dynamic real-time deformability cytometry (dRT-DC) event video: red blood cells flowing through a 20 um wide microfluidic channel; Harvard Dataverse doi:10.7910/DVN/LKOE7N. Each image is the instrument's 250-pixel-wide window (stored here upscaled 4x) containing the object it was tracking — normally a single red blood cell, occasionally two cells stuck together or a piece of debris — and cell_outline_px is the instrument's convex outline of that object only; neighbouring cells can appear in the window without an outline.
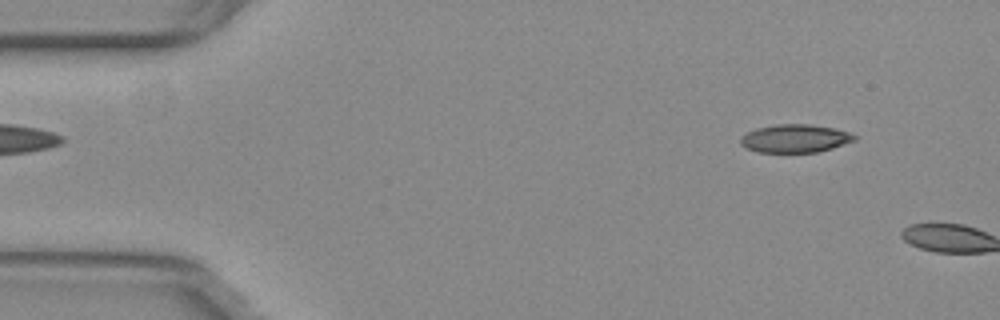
{"species": "common noctule bat (a hibernating species)", "species_latin": "Nyctalus noctula", "temperature_condition": "warm", "stored_images_in_passage": 7, "camera_frame_rate_fps": 3000, "um_per_image_px": 0.085, "animal": {"sex": "female", "body_mass_g": 29.2, "forearm_length_mm": 56.3}, "frame": {"image": 1, "passage_image": 5, "time_ms": 1.333, "image_size_px": [1000, 320], "cell_outline_px": [[856, 140], [832, 148], [816, 152], [756, 152], [740, 144], [740, 136], [756, 128], [776, 124], [808, 124], [836, 128], [848, 132], [856, 136]], "centroid_in_image_um": [67.57, 11.76], "position_along_channel_um": 17.4, "area_um2": 18.67}}